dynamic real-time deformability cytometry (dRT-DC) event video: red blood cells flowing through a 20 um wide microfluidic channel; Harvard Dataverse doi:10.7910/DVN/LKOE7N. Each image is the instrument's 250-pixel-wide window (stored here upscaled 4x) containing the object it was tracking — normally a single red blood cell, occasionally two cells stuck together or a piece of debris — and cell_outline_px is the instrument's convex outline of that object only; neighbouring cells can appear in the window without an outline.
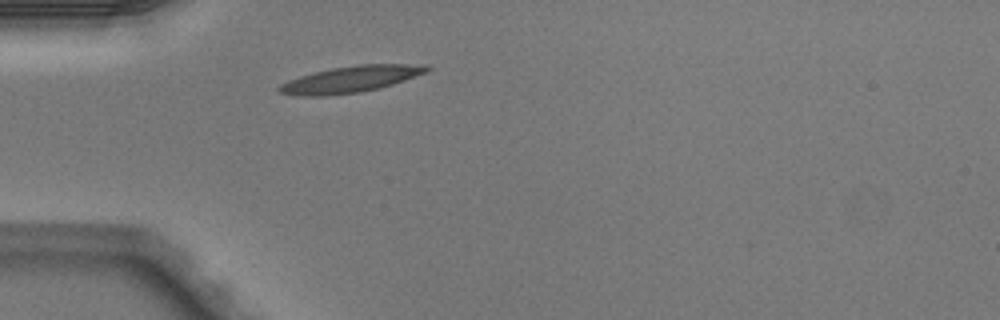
{"species": "Egyptian fruit bat (a non-hibernating species)", "species_latin": "Rousettus aegyptiacus", "temperature_condition": "warm", "stored_images_in_passage": 1, "camera_frame_rate_fps": 3000, "um_per_image_px": 0.085, "animal": {"sex": "male"}, "frame": {"image": 1, "passage_image": 1, "time_ms": 0.0, "image_size_px": [1000, 320], "cell_outline_px": [[432, 68], [428, 72], [392, 84], [360, 92], [320, 96], [300, 96], [280, 92], [276, 88], [280, 84], [288, 80], [300, 76], [332, 68], [360, 64], [428, 64]], "centroid_in_image_um": [29.84, 6.72], "position_along_channel_um": 55.2, "area_um2": 22.54}}